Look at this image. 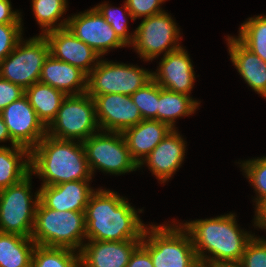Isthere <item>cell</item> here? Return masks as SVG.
<instances>
[{
    "mask_svg": "<svg viewBox=\"0 0 266 267\" xmlns=\"http://www.w3.org/2000/svg\"><path fill=\"white\" fill-rule=\"evenodd\" d=\"M129 202L114 191L96 189L85 209L86 239L96 241L141 240L146 225Z\"/></svg>",
    "mask_w": 266,
    "mask_h": 267,
    "instance_id": "obj_1",
    "label": "cell"
},
{
    "mask_svg": "<svg viewBox=\"0 0 266 267\" xmlns=\"http://www.w3.org/2000/svg\"><path fill=\"white\" fill-rule=\"evenodd\" d=\"M30 165L31 174H37L43 180L41 186L92 179L83 144L79 141L46 134L30 151Z\"/></svg>",
    "mask_w": 266,
    "mask_h": 267,
    "instance_id": "obj_2",
    "label": "cell"
},
{
    "mask_svg": "<svg viewBox=\"0 0 266 267\" xmlns=\"http://www.w3.org/2000/svg\"><path fill=\"white\" fill-rule=\"evenodd\" d=\"M235 216L230 213L210 219L186 221L182 224L191 236L200 263L241 260L247 243L255 235L241 230ZM207 251L212 255L207 256Z\"/></svg>",
    "mask_w": 266,
    "mask_h": 267,
    "instance_id": "obj_3",
    "label": "cell"
},
{
    "mask_svg": "<svg viewBox=\"0 0 266 267\" xmlns=\"http://www.w3.org/2000/svg\"><path fill=\"white\" fill-rule=\"evenodd\" d=\"M181 224L145 228L140 245L150 254L154 267H200L191 236Z\"/></svg>",
    "mask_w": 266,
    "mask_h": 267,
    "instance_id": "obj_4",
    "label": "cell"
},
{
    "mask_svg": "<svg viewBox=\"0 0 266 267\" xmlns=\"http://www.w3.org/2000/svg\"><path fill=\"white\" fill-rule=\"evenodd\" d=\"M31 238L39 246L68 248L80 252L83 240L86 239L85 212H60L46 208L39 201Z\"/></svg>",
    "mask_w": 266,
    "mask_h": 267,
    "instance_id": "obj_5",
    "label": "cell"
},
{
    "mask_svg": "<svg viewBox=\"0 0 266 267\" xmlns=\"http://www.w3.org/2000/svg\"><path fill=\"white\" fill-rule=\"evenodd\" d=\"M96 130L100 132L94 100L83 93L64 98L56 118L47 127V134L57 139L83 142Z\"/></svg>",
    "mask_w": 266,
    "mask_h": 267,
    "instance_id": "obj_6",
    "label": "cell"
},
{
    "mask_svg": "<svg viewBox=\"0 0 266 267\" xmlns=\"http://www.w3.org/2000/svg\"><path fill=\"white\" fill-rule=\"evenodd\" d=\"M30 173L19 183L0 190V232L31 237L39 191L31 194Z\"/></svg>",
    "mask_w": 266,
    "mask_h": 267,
    "instance_id": "obj_7",
    "label": "cell"
},
{
    "mask_svg": "<svg viewBox=\"0 0 266 267\" xmlns=\"http://www.w3.org/2000/svg\"><path fill=\"white\" fill-rule=\"evenodd\" d=\"M49 54V43L43 34L24 41L21 38L14 50L0 62V77L25 90L39 82Z\"/></svg>",
    "mask_w": 266,
    "mask_h": 267,
    "instance_id": "obj_8",
    "label": "cell"
},
{
    "mask_svg": "<svg viewBox=\"0 0 266 267\" xmlns=\"http://www.w3.org/2000/svg\"><path fill=\"white\" fill-rule=\"evenodd\" d=\"M82 144L92 175L95 169L115 175L139 170L121 132L100 131Z\"/></svg>",
    "mask_w": 266,
    "mask_h": 267,
    "instance_id": "obj_9",
    "label": "cell"
},
{
    "mask_svg": "<svg viewBox=\"0 0 266 267\" xmlns=\"http://www.w3.org/2000/svg\"><path fill=\"white\" fill-rule=\"evenodd\" d=\"M152 80V71L143 68L101 60L88 74L87 94L119 93L131 96Z\"/></svg>",
    "mask_w": 266,
    "mask_h": 267,
    "instance_id": "obj_10",
    "label": "cell"
},
{
    "mask_svg": "<svg viewBox=\"0 0 266 267\" xmlns=\"http://www.w3.org/2000/svg\"><path fill=\"white\" fill-rule=\"evenodd\" d=\"M134 33L131 46L145 61H152L161 53L166 55L182 47L178 41L181 39L180 30L165 11L143 18Z\"/></svg>",
    "mask_w": 266,
    "mask_h": 267,
    "instance_id": "obj_11",
    "label": "cell"
},
{
    "mask_svg": "<svg viewBox=\"0 0 266 267\" xmlns=\"http://www.w3.org/2000/svg\"><path fill=\"white\" fill-rule=\"evenodd\" d=\"M66 27L101 58L109 49L127 46L94 7L69 17Z\"/></svg>",
    "mask_w": 266,
    "mask_h": 267,
    "instance_id": "obj_12",
    "label": "cell"
},
{
    "mask_svg": "<svg viewBox=\"0 0 266 267\" xmlns=\"http://www.w3.org/2000/svg\"><path fill=\"white\" fill-rule=\"evenodd\" d=\"M11 139L30 151L47 134V127L38 118L24 94L0 112Z\"/></svg>",
    "mask_w": 266,
    "mask_h": 267,
    "instance_id": "obj_13",
    "label": "cell"
},
{
    "mask_svg": "<svg viewBox=\"0 0 266 267\" xmlns=\"http://www.w3.org/2000/svg\"><path fill=\"white\" fill-rule=\"evenodd\" d=\"M90 96L95 103L96 118L101 131L123 133L143 120L139 108L129 95L110 93Z\"/></svg>",
    "mask_w": 266,
    "mask_h": 267,
    "instance_id": "obj_14",
    "label": "cell"
},
{
    "mask_svg": "<svg viewBox=\"0 0 266 267\" xmlns=\"http://www.w3.org/2000/svg\"><path fill=\"white\" fill-rule=\"evenodd\" d=\"M44 36L49 43L50 54L55 59L69 63L87 75L101 59L91 47L79 40L67 27L48 31Z\"/></svg>",
    "mask_w": 266,
    "mask_h": 267,
    "instance_id": "obj_15",
    "label": "cell"
},
{
    "mask_svg": "<svg viewBox=\"0 0 266 267\" xmlns=\"http://www.w3.org/2000/svg\"><path fill=\"white\" fill-rule=\"evenodd\" d=\"M156 71L152 72V79L163 89L190 96L195 73L191 59L183 47L163 55Z\"/></svg>",
    "mask_w": 266,
    "mask_h": 267,
    "instance_id": "obj_16",
    "label": "cell"
},
{
    "mask_svg": "<svg viewBox=\"0 0 266 267\" xmlns=\"http://www.w3.org/2000/svg\"><path fill=\"white\" fill-rule=\"evenodd\" d=\"M181 136L176 129H172L140 163L139 168L147 164L148 169L162 183L172 178L185 158L186 142Z\"/></svg>",
    "mask_w": 266,
    "mask_h": 267,
    "instance_id": "obj_17",
    "label": "cell"
},
{
    "mask_svg": "<svg viewBox=\"0 0 266 267\" xmlns=\"http://www.w3.org/2000/svg\"><path fill=\"white\" fill-rule=\"evenodd\" d=\"M141 240H89L80 250V267H126Z\"/></svg>",
    "mask_w": 266,
    "mask_h": 267,
    "instance_id": "obj_18",
    "label": "cell"
},
{
    "mask_svg": "<svg viewBox=\"0 0 266 267\" xmlns=\"http://www.w3.org/2000/svg\"><path fill=\"white\" fill-rule=\"evenodd\" d=\"M90 181H70L52 186H41L39 201L49 209L60 212H85L89 198L95 189Z\"/></svg>",
    "mask_w": 266,
    "mask_h": 267,
    "instance_id": "obj_19",
    "label": "cell"
},
{
    "mask_svg": "<svg viewBox=\"0 0 266 267\" xmlns=\"http://www.w3.org/2000/svg\"><path fill=\"white\" fill-rule=\"evenodd\" d=\"M87 78L88 75L81 69L49 54L42 66L39 82L61 90L66 95H79L87 92Z\"/></svg>",
    "mask_w": 266,
    "mask_h": 267,
    "instance_id": "obj_20",
    "label": "cell"
},
{
    "mask_svg": "<svg viewBox=\"0 0 266 267\" xmlns=\"http://www.w3.org/2000/svg\"><path fill=\"white\" fill-rule=\"evenodd\" d=\"M171 130L172 128L167 123L143 119L137 125L126 129L122 134L131 157L139 166Z\"/></svg>",
    "mask_w": 266,
    "mask_h": 267,
    "instance_id": "obj_21",
    "label": "cell"
},
{
    "mask_svg": "<svg viewBox=\"0 0 266 267\" xmlns=\"http://www.w3.org/2000/svg\"><path fill=\"white\" fill-rule=\"evenodd\" d=\"M227 43L231 61L245 83L266 98V63L237 38L228 36Z\"/></svg>",
    "mask_w": 266,
    "mask_h": 267,
    "instance_id": "obj_22",
    "label": "cell"
},
{
    "mask_svg": "<svg viewBox=\"0 0 266 267\" xmlns=\"http://www.w3.org/2000/svg\"><path fill=\"white\" fill-rule=\"evenodd\" d=\"M30 173L28 148L20 145L0 147V190L19 183Z\"/></svg>",
    "mask_w": 266,
    "mask_h": 267,
    "instance_id": "obj_23",
    "label": "cell"
},
{
    "mask_svg": "<svg viewBox=\"0 0 266 267\" xmlns=\"http://www.w3.org/2000/svg\"><path fill=\"white\" fill-rule=\"evenodd\" d=\"M25 95L46 127L56 118L61 103L67 96L63 91L41 82L26 88Z\"/></svg>",
    "mask_w": 266,
    "mask_h": 267,
    "instance_id": "obj_24",
    "label": "cell"
},
{
    "mask_svg": "<svg viewBox=\"0 0 266 267\" xmlns=\"http://www.w3.org/2000/svg\"><path fill=\"white\" fill-rule=\"evenodd\" d=\"M35 246L31 237L0 232V267H31Z\"/></svg>",
    "mask_w": 266,
    "mask_h": 267,
    "instance_id": "obj_25",
    "label": "cell"
},
{
    "mask_svg": "<svg viewBox=\"0 0 266 267\" xmlns=\"http://www.w3.org/2000/svg\"><path fill=\"white\" fill-rule=\"evenodd\" d=\"M200 102L186 94L172 92L160 86L158 97L157 120L167 123L175 129V119L181 116H188L195 113Z\"/></svg>",
    "mask_w": 266,
    "mask_h": 267,
    "instance_id": "obj_26",
    "label": "cell"
},
{
    "mask_svg": "<svg viewBox=\"0 0 266 267\" xmlns=\"http://www.w3.org/2000/svg\"><path fill=\"white\" fill-rule=\"evenodd\" d=\"M68 248L36 245L31 267H80V252Z\"/></svg>",
    "mask_w": 266,
    "mask_h": 267,
    "instance_id": "obj_27",
    "label": "cell"
},
{
    "mask_svg": "<svg viewBox=\"0 0 266 267\" xmlns=\"http://www.w3.org/2000/svg\"><path fill=\"white\" fill-rule=\"evenodd\" d=\"M247 20L240 26L239 36L236 38L266 63V15Z\"/></svg>",
    "mask_w": 266,
    "mask_h": 267,
    "instance_id": "obj_28",
    "label": "cell"
},
{
    "mask_svg": "<svg viewBox=\"0 0 266 267\" xmlns=\"http://www.w3.org/2000/svg\"><path fill=\"white\" fill-rule=\"evenodd\" d=\"M67 6L66 0H32V11L43 32L40 34L66 27L68 18L56 22L66 12Z\"/></svg>",
    "mask_w": 266,
    "mask_h": 267,
    "instance_id": "obj_29",
    "label": "cell"
},
{
    "mask_svg": "<svg viewBox=\"0 0 266 267\" xmlns=\"http://www.w3.org/2000/svg\"><path fill=\"white\" fill-rule=\"evenodd\" d=\"M124 6L122 8H113L108 3L96 5L94 8L98 13L105 19V21L111 25L117 36L128 46H130L134 41L135 33L129 35L128 33V20L129 17L134 21L132 14L129 12L126 2L124 1ZM127 14V15H126ZM127 16V17H126Z\"/></svg>",
    "mask_w": 266,
    "mask_h": 267,
    "instance_id": "obj_30",
    "label": "cell"
},
{
    "mask_svg": "<svg viewBox=\"0 0 266 267\" xmlns=\"http://www.w3.org/2000/svg\"><path fill=\"white\" fill-rule=\"evenodd\" d=\"M257 158L243 161L240 165L257 194V198L254 199V202H256L255 209L266 201V157Z\"/></svg>",
    "mask_w": 266,
    "mask_h": 267,
    "instance_id": "obj_31",
    "label": "cell"
},
{
    "mask_svg": "<svg viewBox=\"0 0 266 267\" xmlns=\"http://www.w3.org/2000/svg\"><path fill=\"white\" fill-rule=\"evenodd\" d=\"M159 94L160 86L152 79L130 96L133 103L139 108L143 119L157 120Z\"/></svg>",
    "mask_w": 266,
    "mask_h": 267,
    "instance_id": "obj_32",
    "label": "cell"
},
{
    "mask_svg": "<svg viewBox=\"0 0 266 267\" xmlns=\"http://www.w3.org/2000/svg\"><path fill=\"white\" fill-rule=\"evenodd\" d=\"M239 262L241 267H266V239L253 236Z\"/></svg>",
    "mask_w": 266,
    "mask_h": 267,
    "instance_id": "obj_33",
    "label": "cell"
},
{
    "mask_svg": "<svg viewBox=\"0 0 266 267\" xmlns=\"http://www.w3.org/2000/svg\"><path fill=\"white\" fill-rule=\"evenodd\" d=\"M23 24H0V62L16 47L22 37Z\"/></svg>",
    "mask_w": 266,
    "mask_h": 267,
    "instance_id": "obj_34",
    "label": "cell"
},
{
    "mask_svg": "<svg viewBox=\"0 0 266 267\" xmlns=\"http://www.w3.org/2000/svg\"><path fill=\"white\" fill-rule=\"evenodd\" d=\"M166 0H125L129 12L132 14L134 21L136 18H147L164 12L161 4Z\"/></svg>",
    "mask_w": 266,
    "mask_h": 267,
    "instance_id": "obj_35",
    "label": "cell"
},
{
    "mask_svg": "<svg viewBox=\"0 0 266 267\" xmlns=\"http://www.w3.org/2000/svg\"><path fill=\"white\" fill-rule=\"evenodd\" d=\"M25 94V90L0 77V112Z\"/></svg>",
    "mask_w": 266,
    "mask_h": 267,
    "instance_id": "obj_36",
    "label": "cell"
},
{
    "mask_svg": "<svg viewBox=\"0 0 266 267\" xmlns=\"http://www.w3.org/2000/svg\"><path fill=\"white\" fill-rule=\"evenodd\" d=\"M21 16L12 10L10 0H0V24H22Z\"/></svg>",
    "mask_w": 266,
    "mask_h": 267,
    "instance_id": "obj_37",
    "label": "cell"
},
{
    "mask_svg": "<svg viewBox=\"0 0 266 267\" xmlns=\"http://www.w3.org/2000/svg\"><path fill=\"white\" fill-rule=\"evenodd\" d=\"M126 267H154L150 254L139 245L131 254Z\"/></svg>",
    "mask_w": 266,
    "mask_h": 267,
    "instance_id": "obj_38",
    "label": "cell"
},
{
    "mask_svg": "<svg viewBox=\"0 0 266 267\" xmlns=\"http://www.w3.org/2000/svg\"><path fill=\"white\" fill-rule=\"evenodd\" d=\"M254 225L261 229H266V201H264L255 211Z\"/></svg>",
    "mask_w": 266,
    "mask_h": 267,
    "instance_id": "obj_39",
    "label": "cell"
},
{
    "mask_svg": "<svg viewBox=\"0 0 266 267\" xmlns=\"http://www.w3.org/2000/svg\"><path fill=\"white\" fill-rule=\"evenodd\" d=\"M200 267H241L240 262L206 261L201 262Z\"/></svg>",
    "mask_w": 266,
    "mask_h": 267,
    "instance_id": "obj_40",
    "label": "cell"
},
{
    "mask_svg": "<svg viewBox=\"0 0 266 267\" xmlns=\"http://www.w3.org/2000/svg\"><path fill=\"white\" fill-rule=\"evenodd\" d=\"M9 140L11 142L12 145H17L10 137L9 135V132H8V129H7V126L5 125V122L3 121V118L0 114V142H5ZM0 147H5L4 145L3 146H0Z\"/></svg>",
    "mask_w": 266,
    "mask_h": 267,
    "instance_id": "obj_41",
    "label": "cell"
}]
</instances>
